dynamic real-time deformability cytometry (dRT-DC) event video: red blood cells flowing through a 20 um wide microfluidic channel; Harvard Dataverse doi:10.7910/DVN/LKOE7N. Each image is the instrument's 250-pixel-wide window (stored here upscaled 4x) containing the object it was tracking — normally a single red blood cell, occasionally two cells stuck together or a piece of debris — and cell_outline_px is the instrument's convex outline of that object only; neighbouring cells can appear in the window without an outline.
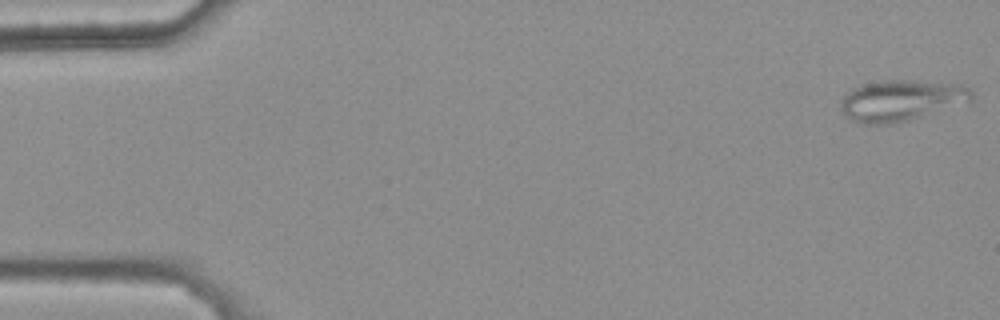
{"species": "common noctule bat (a hibernating species)", "species_latin": "Nyctalus noctula", "temperature_condition": "warm", "stored_images_in_passage": 48, "camera_frame_rate_fps": 3000, "um_per_image_px": 0.085, "animal": {"sex": "female", "body_mass_g": 25.1}, "frame": {"image": 1, "passage_image": 1, "time_ms": 0.0, "image_size_px": [1000, 320], "cell_outline_px": [[972, 100], [968, 104], [924, 116], [892, 124], [860, 124], [844, 116], [840, 108], [840, 100], [852, 88], [860, 84], [888, 80], [912, 80], [960, 84], [968, 88], [972, 92]], "centroid_in_image_um": [76.61, 8.55], "position_along_channel_um": 8.4, "area_um2": 31.85}}
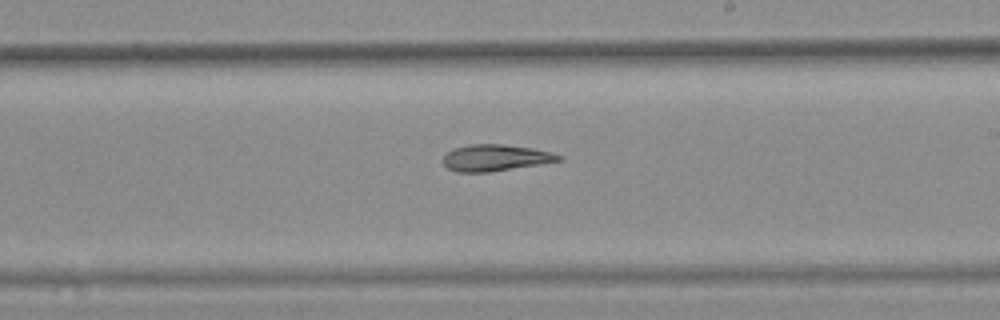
{"frame": {"image": 2, "passage_image": 31, "time_ms": 10.0, "image_size_px": [1000, 320], "cell_outline_px": [[564, 156], [560, 160], [540, 164], [488, 172], [456, 172], [448, 168], [440, 160], [452, 148], [472, 144], [504, 144], [532, 148], [552, 152]], "centroid_in_image_um": [42.08, 13.4], "position_along_channel_um": 246.9, "area_um2": 17.86}}
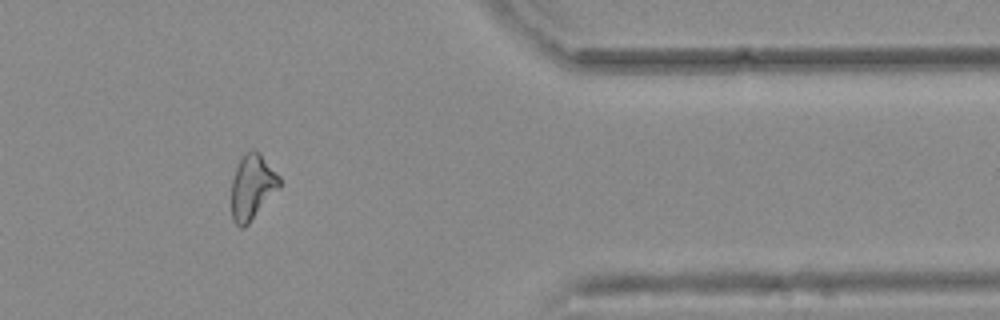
{"frame": {"image": 3, "passage_image": 44, "time_ms": 14.333, "image_size_px": [1000, 320], "cell_outline_px": [[280, 188], [248, 224], [244, 228], [240, 228], [232, 220], [232, 180], [236, 168], [244, 152], [252, 148], [260, 152], [280, 176]], "centroid_in_image_um": [21.45, 15.87], "position_along_channel_um": 389.9, "area_um2": 18.38}}